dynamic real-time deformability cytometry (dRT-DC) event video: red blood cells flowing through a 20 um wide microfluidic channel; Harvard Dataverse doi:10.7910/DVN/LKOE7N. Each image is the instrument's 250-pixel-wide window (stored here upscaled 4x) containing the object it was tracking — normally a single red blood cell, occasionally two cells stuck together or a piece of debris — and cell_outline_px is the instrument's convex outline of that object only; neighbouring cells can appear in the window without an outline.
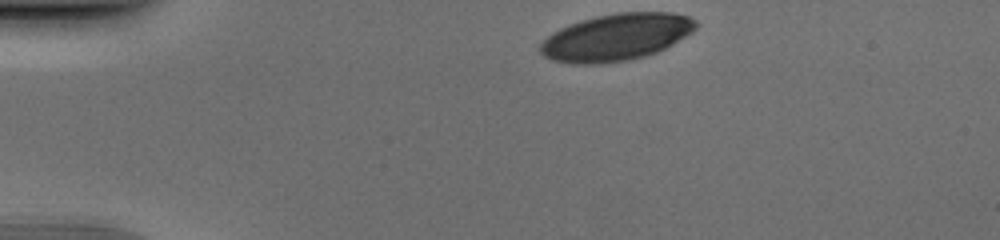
{"species": "human", "species_latin": "Homo sapiens", "temperature_condition": "cold", "stored_images_in_passage": 35, "camera_frame_rate_fps": 3000, "um_per_image_px": 0.085, "donor": {"sex": "male"}, "frame": {"image": 1, "passage_image": 1, "time_ms": 0.0, "image_size_px": [1000, 240], "cell_outline_px": [[696, 28], [692, 32], [672, 44], [656, 52], [644, 56], [628, 60], [600, 64], [572, 64], [552, 60], [544, 56], [536, 48], [552, 32], [560, 28], [580, 20], [596, 16], [616, 12], [672, 12], [688, 16], [696, 20]], "centroid_in_image_um": [52.34, 3.16], "position_along_channel_um": 32.7, "area_um2": 42.66}}
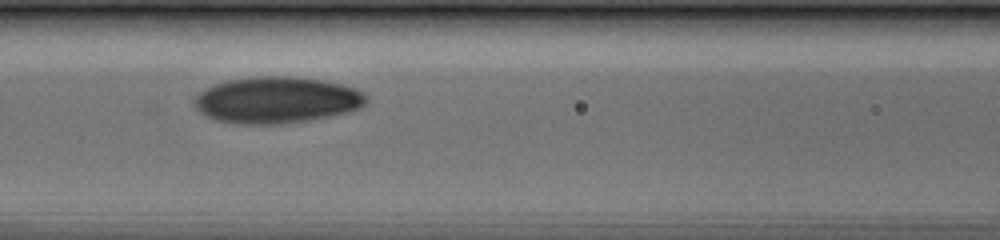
{"frame": {"image": 2, "passage_image": 14, "time_ms": 4.333, "image_size_px": [1000, 240], "cell_outline_px": [[368, 100], [360, 108], [348, 112], [332, 116], [308, 120], [280, 124], [236, 124], [216, 120], [200, 112], [196, 108], [192, 100], [200, 92], [216, 84], [228, 80], [260, 76], [292, 76], [324, 80], [356, 88], [364, 92], [368, 96]], "centroid_in_image_um": [23.56, 8.5], "position_along_channel_um": 143.0, "area_um2": 46.7}}
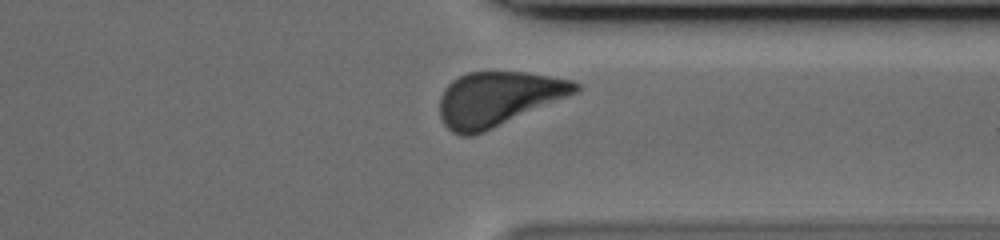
{"frame": {"image": 3, "passage_image": 31, "time_ms": 10.0, "image_size_px": [1000, 240], "cell_outline_px": [[580, 92], [484, 132], [472, 136], [460, 136], [452, 132], [444, 124], [440, 116], [440, 96], [444, 88], [452, 80], [468, 72], [528, 72], [576, 80], [580, 84]], "centroid_in_image_um": [42.38, 8.4], "position_along_channel_um": 369.0, "area_um2": 43.47}}